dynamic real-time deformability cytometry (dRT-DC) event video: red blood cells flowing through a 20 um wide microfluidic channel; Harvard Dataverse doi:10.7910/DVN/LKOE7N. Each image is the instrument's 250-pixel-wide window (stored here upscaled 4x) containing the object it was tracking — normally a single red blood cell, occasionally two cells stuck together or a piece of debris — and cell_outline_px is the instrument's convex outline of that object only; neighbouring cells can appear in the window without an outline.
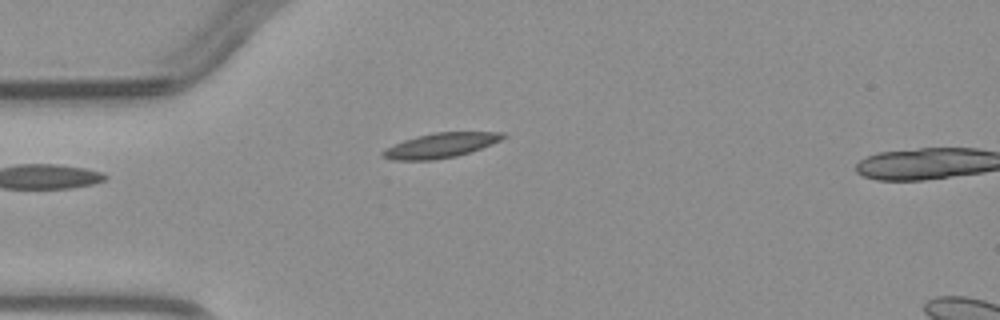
{"species": "common noctule bat (a hibernating species)", "species_latin": "Nyctalus noctula", "temperature_condition": "warm", "stored_images_in_passage": 3, "camera_frame_rate_fps": 3000, "um_per_image_px": 0.085, "animal": {"sex": "male", "body_mass_g": 23.1, "forearm_length_mm": 52.7}, "frame": {"image": 1, "passage_image": 3, "time_ms": 2.0, "image_size_px": [1000, 320], "cell_outline_px": [[508, 136], [492, 144], [456, 156], [432, 160], [392, 160], [380, 156], [380, 152], [384, 148], [404, 140], [416, 136], [436, 132], [504, 132]], "centroid_in_image_um": [37.41, 12.35], "position_along_channel_um": 47.6, "area_um2": 17.34}}